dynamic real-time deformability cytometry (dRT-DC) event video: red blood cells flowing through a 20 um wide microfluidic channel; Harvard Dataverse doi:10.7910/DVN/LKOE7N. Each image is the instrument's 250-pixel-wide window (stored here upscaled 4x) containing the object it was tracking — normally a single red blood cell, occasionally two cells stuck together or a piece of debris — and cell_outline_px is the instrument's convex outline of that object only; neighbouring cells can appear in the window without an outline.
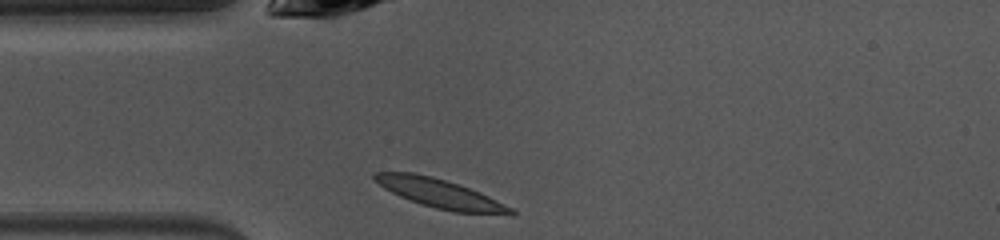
{"species": "common noctule bat (a hibernating species)", "species_latin": "Nyctalus noctula", "temperature_condition": "warm", "stored_images_in_passage": 38, "camera_frame_rate_fps": 3000, "um_per_image_px": 0.085, "animal": {"sex": "female", "body_mass_g": 10.0, "forearm_length_mm": 53.1}, "frame": {"image": 1, "passage_image": 1, "time_ms": 0.0, "image_size_px": [1000, 240], "cell_outline_px": [[516, 212], [512, 216], [452, 212], [420, 204], [400, 196], [384, 188], [372, 176], [372, 172], [412, 172], [432, 176], [480, 192], [512, 208]], "centroid_in_image_um": [37.45, 16.48], "position_along_channel_um": 47.5, "area_um2": 22.95}}
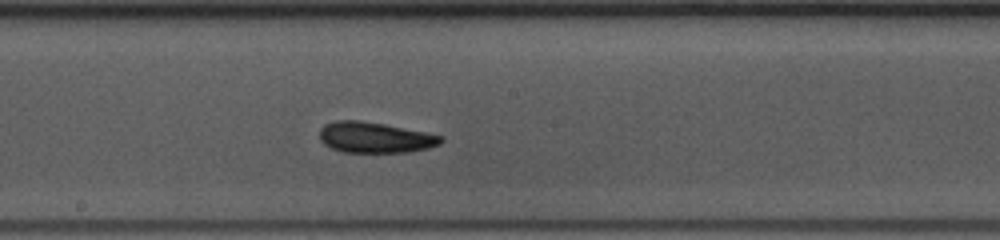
{"frame": {"image": 2, "passage_image": 14, "time_ms": 4.333, "image_size_px": [1000, 240], "cell_outline_px": [[444, 140], [440, 144], [428, 148], [408, 152], [340, 152], [324, 144], [320, 140], [320, 128], [324, 124], [336, 120], [360, 120], [384, 124], [444, 136]], "centroid_in_image_um": [31.86, 11.68], "position_along_channel_um": 216.3, "area_um2": 21.79}}
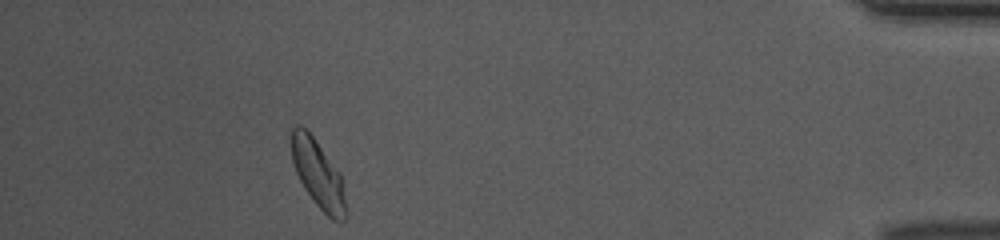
{"frame": {"image": 3, "passage_image": 33, "time_ms": 10.667, "image_size_px": [1000, 240], "cell_outline_px": [[344, 220], [332, 220], [316, 204], [304, 188], [296, 172], [292, 160], [292, 128], [296, 124], [304, 128], [312, 136], [340, 172], [344, 200]], "centroid_in_image_um": [27.0, 14.77], "position_along_channel_um": 408.2, "area_um2": 20.69}, "authors_computed_cell_mechanics": {"area_um2": 21.1837, "velocity_mm_per_s": 4.016, "shape_relaxation_time_tau1_ms": 3.7212, "shape_relaxation_time_tau2_ms": 1.8802, "deformation_change_tau1": 0.1405, "deformation_change_tau2": 0.0841}}